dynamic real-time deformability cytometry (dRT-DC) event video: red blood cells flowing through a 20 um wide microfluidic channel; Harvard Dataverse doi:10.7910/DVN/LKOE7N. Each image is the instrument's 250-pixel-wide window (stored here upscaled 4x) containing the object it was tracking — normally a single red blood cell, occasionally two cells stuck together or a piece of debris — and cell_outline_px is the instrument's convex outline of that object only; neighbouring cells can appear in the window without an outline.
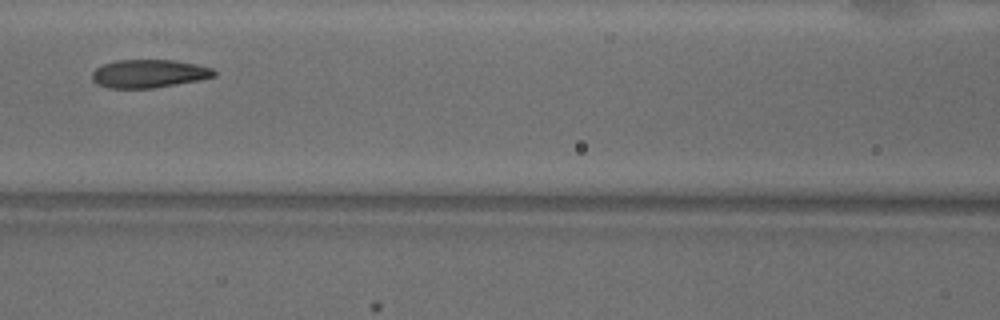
{"species": "common noctule bat (a hibernating species)", "species_latin": "Nyctalus noctula", "temperature_condition": "warm", "stored_images_in_passage": 20, "camera_frame_rate_fps": 3000, "um_per_image_px": 0.085, "animal": {"sex": "male", "body_mass_g": 18.8}, "frame": {"image": 1, "passage_image": 5, "time_ms": 1.333, "image_size_px": [1000, 320], "cell_outline_px": [[216, 76], [196, 80], [152, 88], [108, 88], [96, 84], [92, 80], [92, 72], [96, 68], [104, 64], [116, 60], [172, 60], [196, 64], [212, 68], [216, 72]], "centroid_in_image_um": [12.61, 6.25], "position_along_channel_um": 154.0, "area_um2": 19.88}}
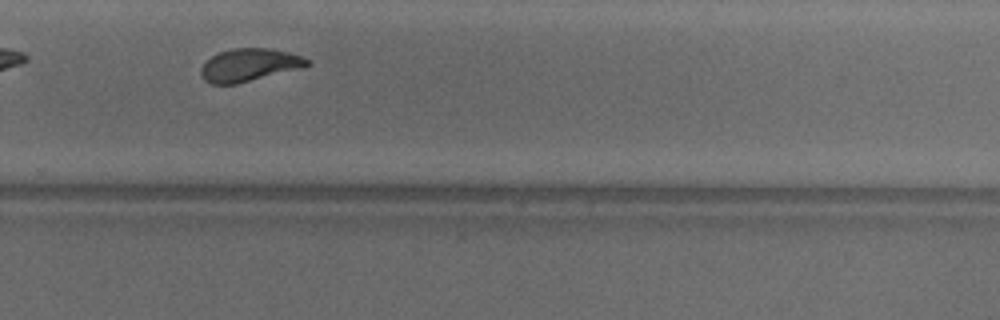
{"frame": {"image": 2, "passage_image": 17, "time_ms": 5.333, "image_size_px": [1000, 320], "cell_outline_px": [[312, 64], [304, 68], [236, 84], [212, 84], [204, 80], [200, 72], [200, 68], [212, 56], [220, 52], [232, 48], [272, 48], [304, 56], [312, 60]], "centroid_in_image_um": [21.27, 5.52], "position_along_channel_um": 308.5, "area_um2": 20.58}, "authors_computed_cell_mechanics": {"area_um2": 20.2878, "velocity_mm_per_s": 3.8737, "shape_relaxation_time_tau1_ms": 2.5147, "shape_relaxation_time_tau2_ms": 0.9595, "deformation_change_tau1": 0.1137, "deformation_change_tau2": 0.0623}}